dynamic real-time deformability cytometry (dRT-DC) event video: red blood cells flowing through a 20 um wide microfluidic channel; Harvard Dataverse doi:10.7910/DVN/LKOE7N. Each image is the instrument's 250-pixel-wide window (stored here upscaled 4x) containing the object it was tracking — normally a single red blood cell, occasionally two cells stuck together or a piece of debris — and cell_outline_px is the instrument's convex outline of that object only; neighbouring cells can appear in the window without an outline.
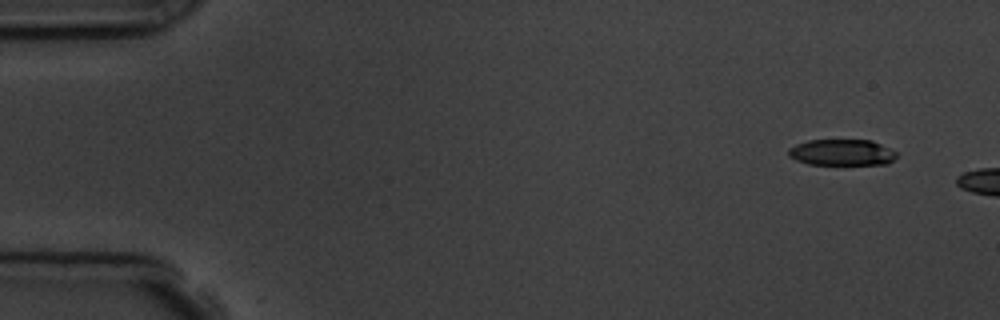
{"species": "common noctule bat (a hibernating species)", "species_latin": "Nyctalus noctula", "temperature_condition": "room temperature", "stored_images_in_passage": 3, "camera_frame_rate_fps": 3000, "um_per_image_px": 0.085, "animal": {"sex": "male", "body_mass_g": 19.5, "forearm_length_mm": 54.6}, "frame": {"image": 1, "passage_image": 1, "time_ms": 0.0, "image_size_px": [1000, 320], "cell_outline_px": [[896, 156], [888, 164], [808, 164], [796, 160], [788, 156], [788, 148], [796, 144], [808, 140], [872, 140], [896, 152]], "centroid_in_image_um": [71.52, 12.95], "position_along_channel_um": 13.5, "area_um2": 16.42}}